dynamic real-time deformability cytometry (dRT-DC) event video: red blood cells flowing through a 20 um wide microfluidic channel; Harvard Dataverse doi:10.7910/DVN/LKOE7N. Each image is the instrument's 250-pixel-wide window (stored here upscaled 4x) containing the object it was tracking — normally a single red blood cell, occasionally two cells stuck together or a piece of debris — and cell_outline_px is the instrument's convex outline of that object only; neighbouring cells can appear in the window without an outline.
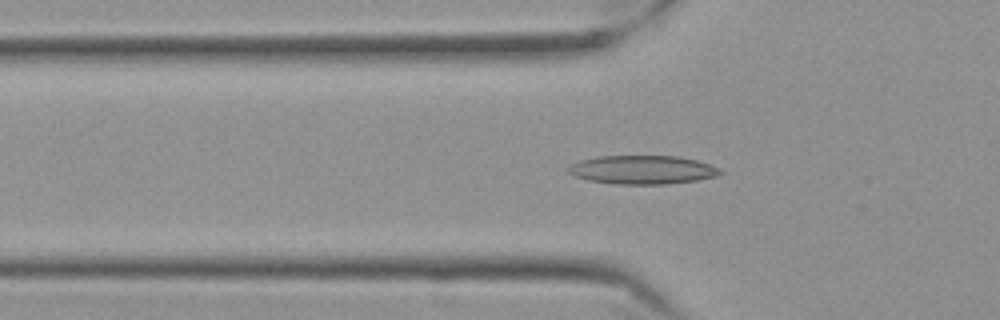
{"species": "Egyptian fruit bat (a non-hibernating species)", "species_latin": "Rousettus aegyptiacus", "temperature_condition": "cold", "stored_images_in_passage": 45, "camera_frame_rate_fps": 3000, "um_per_image_px": 0.085, "frame": {"image": 1, "passage_image": 14, "time_ms": 4.333, "image_size_px": [1000, 320], "cell_outline_px": [[724, 172], [716, 176], [696, 180], [664, 184], [616, 184], [588, 180], [576, 176], [568, 172], [568, 168], [572, 164], [580, 160], [600, 156], [676, 156], [696, 160], [708, 164]], "centroid_in_image_um": [54.59, 14.43], "position_along_channel_um": 71.2, "area_um2": 25.03}}
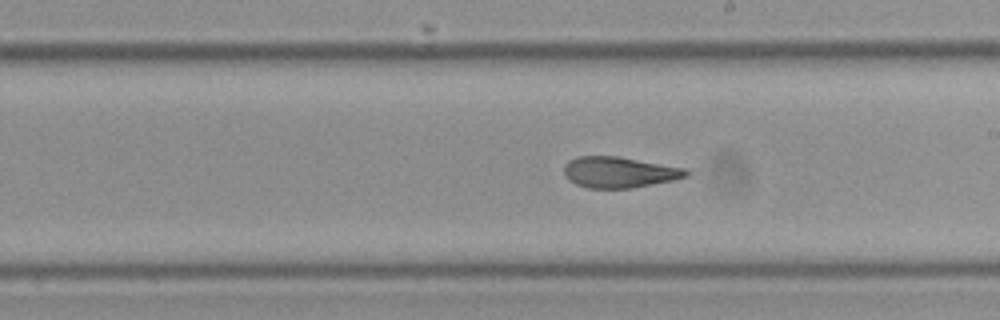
{"frame": {"image": 2, "passage_image": 28, "time_ms": 9.0, "image_size_px": [1000, 320], "cell_outline_px": [[688, 176], [672, 180], [632, 188], [588, 188], [576, 184], [568, 180], [564, 176], [564, 164], [568, 160], [576, 156], [620, 156], [688, 168]], "centroid_in_image_um": [52.62, 14.62], "position_along_channel_um": 236.4, "area_um2": 22.31}}
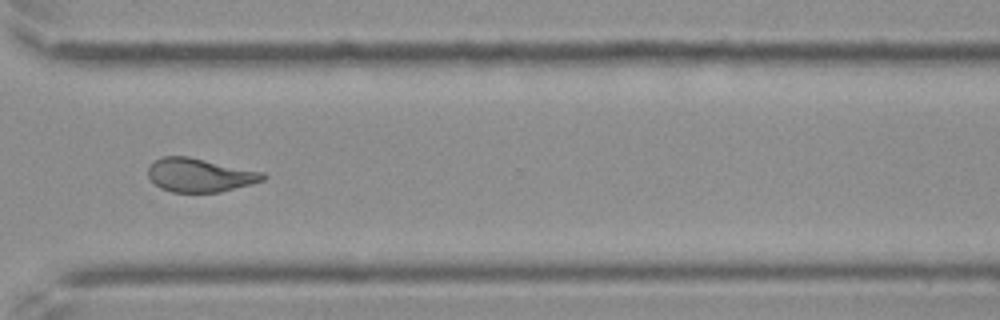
{"frame": {"image": 3, "passage_image": 38, "time_ms": 12.333, "image_size_px": [1000, 320], "cell_outline_px": [[268, 176], [264, 180], [252, 184], [220, 192], [172, 192], [160, 188], [148, 176], [148, 168], [160, 156], [188, 156], [264, 172]], "centroid_in_image_um": [17.01, 14.88], "position_along_channel_um": 353.6, "area_um2": 22.54}, "authors_computed_cell_mechanics": {"area_um2": 23.0622, "velocity_mm_per_s": 3.5224, "shape_relaxation_time_tau1_ms": null, "shape_relaxation_time_tau2_ms": 3.1316, "deformation_change_tau1": null, "deformation_change_tau2": 0.1044}}